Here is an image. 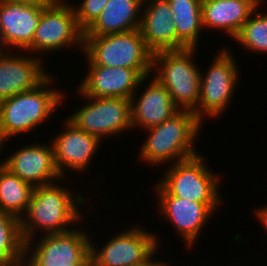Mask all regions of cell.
Segmentation results:
<instances>
[{
    "label": "cell",
    "instance_id": "ffe728a7",
    "mask_svg": "<svg viewBox=\"0 0 267 266\" xmlns=\"http://www.w3.org/2000/svg\"><path fill=\"white\" fill-rule=\"evenodd\" d=\"M257 6L251 0H202V25L234 39Z\"/></svg>",
    "mask_w": 267,
    "mask_h": 266
},
{
    "label": "cell",
    "instance_id": "8fae6325",
    "mask_svg": "<svg viewBox=\"0 0 267 266\" xmlns=\"http://www.w3.org/2000/svg\"><path fill=\"white\" fill-rule=\"evenodd\" d=\"M158 238L155 233L134 225L117 235L115 233L101 248L91 239L90 257L94 266L142 265L157 254L160 248Z\"/></svg>",
    "mask_w": 267,
    "mask_h": 266
},
{
    "label": "cell",
    "instance_id": "7a4b0ae2",
    "mask_svg": "<svg viewBox=\"0 0 267 266\" xmlns=\"http://www.w3.org/2000/svg\"><path fill=\"white\" fill-rule=\"evenodd\" d=\"M53 80L51 74L36 88L0 102L1 150L12 137L29 133L48 121L59 109L58 106L66 101L65 93L53 86Z\"/></svg>",
    "mask_w": 267,
    "mask_h": 266
},
{
    "label": "cell",
    "instance_id": "9c48e42d",
    "mask_svg": "<svg viewBox=\"0 0 267 266\" xmlns=\"http://www.w3.org/2000/svg\"><path fill=\"white\" fill-rule=\"evenodd\" d=\"M83 42L84 32L77 24L72 3L59 0L43 7L32 44L25 51L30 54L37 52V56H43L39 53H52L79 46L78 50L83 52Z\"/></svg>",
    "mask_w": 267,
    "mask_h": 266
},
{
    "label": "cell",
    "instance_id": "9a60e30c",
    "mask_svg": "<svg viewBox=\"0 0 267 266\" xmlns=\"http://www.w3.org/2000/svg\"><path fill=\"white\" fill-rule=\"evenodd\" d=\"M49 143L34 142L20 147L0 162L34 187L58 182L63 178L55 165L53 144Z\"/></svg>",
    "mask_w": 267,
    "mask_h": 266
},
{
    "label": "cell",
    "instance_id": "3957f363",
    "mask_svg": "<svg viewBox=\"0 0 267 266\" xmlns=\"http://www.w3.org/2000/svg\"><path fill=\"white\" fill-rule=\"evenodd\" d=\"M202 124L193 111L179 110L161 124L146 129L148 136L139 148V158L153 167L200 154L194 143Z\"/></svg>",
    "mask_w": 267,
    "mask_h": 266
},
{
    "label": "cell",
    "instance_id": "277c9868",
    "mask_svg": "<svg viewBox=\"0 0 267 266\" xmlns=\"http://www.w3.org/2000/svg\"><path fill=\"white\" fill-rule=\"evenodd\" d=\"M197 52V48H185L152 56V77L168 90L179 110H197L201 80V70L194 60Z\"/></svg>",
    "mask_w": 267,
    "mask_h": 266
},
{
    "label": "cell",
    "instance_id": "2e32d148",
    "mask_svg": "<svg viewBox=\"0 0 267 266\" xmlns=\"http://www.w3.org/2000/svg\"><path fill=\"white\" fill-rule=\"evenodd\" d=\"M17 51L19 53L12 55L9 52L0 58V102L36 88L50 74L43 68L42 57H36L35 54L34 57L28 56L26 51H22L23 54Z\"/></svg>",
    "mask_w": 267,
    "mask_h": 266
},
{
    "label": "cell",
    "instance_id": "44dd1931",
    "mask_svg": "<svg viewBox=\"0 0 267 266\" xmlns=\"http://www.w3.org/2000/svg\"><path fill=\"white\" fill-rule=\"evenodd\" d=\"M144 0H109L84 36L123 33L140 27Z\"/></svg>",
    "mask_w": 267,
    "mask_h": 266
},
{
    "label": "cell",
    "instance_id": "30bf717a",
    "mask_svg": "<svg viewBox=\"0 0 267 266\" xmlns=\"http://www.w3.org/2000/svg\"><path fill=\"white\" fill-rule=\"evenodd\" d=\"M81 97L86 104L83 103V106L67 118L84 132L102 141L106 137L108 139V136L116 137L133 129L130 100L118 97Z\"/></svg>",
    "mask_w": 267,
    "mask_h": 266
},
{
    "label": "cell",
    "instance_id": "e575fe53",
    "mask_svg": "<svg viewBox=\"0 0 267 266\" xmlns=\"http://www.w3.org/2000/svg\"><path fill=\"white\" fill-rule=\"evenodd\" d=\"M14 266H28L26 261H22V262H19V263H16Z\"/></svg>",
    "mask_w": 267,
    "mask_h": 266
},
{
    "label": "cell",
    "instance_id": "484cf974",
    "mask_svg": "<svg viewBox=\"0 0 267 266\" xmlns=\"http://www.w3.org/2000/svg\"><path fill=\"white\" fill-rule=\"evenodd\" d=\"M109 0H83L75 5L76 21L79 28L85 32L99 17Z\"/></svg>",
    "mask_w": 267,
    "mask_h": 266
},
{
    "label": "cell",
    "instance_id": "1f68e13d",
    "mask_svg": "<svg viewBox=\"0 0 267 266\" xmlns=\"http://www.w3.org/2000/svg\"><path fill=\"white\" fill-rule=\"evenodd\" d=\"M24 260H9L0 258V266H14L16 263L22 262Z\"/></svg>",
    "mask_w": 267,
    "mask_h": 266
},
{
    "label": "cell",
    "instance_id": "e0dca14e",
    "mask_svg": "<svg viewBox=\"0 0 267 266\" xmlns=\"http://www.w3.org/2000/svg\"><path fill=\"white\" fill-rule=\"evenodd\" d=\"M172 15L168 0H144L139 31L153 54L177 50V33Z\"/></svg>",
    "mask_w": 267,
    "mask_h": 266
},
{
    "label": "cell",
    "instance_id": "d6a6232c",
    "mask_svg": "<svg viewBox=\"0 0 267 266\" xmlns=\"http://www.w3.org/2000/svg\"><path fill=\"white\" fill-rule=\"evenodd\" d=\"M257 7L263 5L264 0H251Z\"/></svg>",
    "mask_w": 267,
    "mask_h": 266
},
{
    "label": "cell",
    "instance_id": "5b68a950",
    "mask_svg": "<svg viewBox=\"0 0 267 266\" xmlns=\"http://www.w3.org/2000/svg\"><path fill=\"white\" fill-rule=\"evenodd\" d=\"M83 55L94 65L135 69L143 78L151 75L153 53L139 29L101 36H84Z\"/></svg>",
    "mask_w": 267,
    "mask_h": 266
},
{
    "label": "cell",
    "instance_id": "4dcf8cb0",
    "mask_svg": "<svg viewBox=\"0 0 267 266\" xmlns=\"http://www.w3.org/2000/svg\"><path fill=\"white\" fill-rule=\"evenodd\" d=\"M154 257V258H153ZM153 257H151L147 262H145L142 265H137V266H171L169 263L163 262L161 261H157V259L155 260V254L153 255ZM154 259V260H153Z\"/></svg>",
    "mask_w": 267,
    "mask_h": 266
},
{
    "label": "cell",
    "instance_id": "5bb4252c",
    "mask_svg": "<svg viewBox=\"0 0 267 266\" xmlns=\"http://www.w3.org/2000/svg\"><path fill=\"white\" fill-rule=\"evenodd\" d=\"M64 129L51 139L54 149L55 165L65 179L66 170L76 171L81 174L86 172L91 164L92 158L96 155L102 141L92 134L84 132L65 119Z\"/></svg>",
    "mask_w": 267,
    "mask_h": 266
},
{
    "label": "cell",
    "instance_id": "4316f807",
    "mask_svg": "<svg viewBox=\"0 0 267 266\" xmlns=\"http://www.w3.org/2000/svg\"><path fill=\"white\" fill-rule=\"evenodd\" d=\"M173 13L177 15L184 14H202V0H168Z\"/></svg>",
    "mask_w": 267,
    "mask_h": 266
},
{
    "label": "cell",
    "instance_id": "7c38bea8",
    "mask_svg": "<svg viewBox=\"0 0 267 266\" xmlns=\"http://www.w3.org/2000/svg\"><path fill=\"white\" fill-rule=\"evenodd\" d=\"M158 200V211L171 224L178 236L183 239L188 249L197 243L205 224L217 211L220 205H205L204 203L182 199L168 194L158 183L153 187ZM185 241V242H184Z\"/></svg>",
    "mask_w": 267,
    "mask_h": 266
},
{
    "label": "cell",
    "instance_id": "f1b7e54d",
    "mask_svg": "<svg viewBox=\"0 0 267 266\" xmlns=\"http://www.w3.org/2000/svg\"><path fill=\"white\" fill-rule=\"evenodd\" d=\"M10 2L38 5V6H49L57 3L59 0H7Z\"/></svg>",
    "mask_w": 267,
    "mask_h": 266
},
{
    "label": "cell",
    "instance_id": "ba28073f",
    "mask_svg": "<svg viewBox=\"0 0 267 266\" xmlns=\"http://www.w3.org/2000/svg\"><path fill=\"white\" fill-rule=\"evenodd\" d=\"M39 236L38 242L34 239L25 242L28 266H82L90 258L91 235L79 227Z\"/></svg>",
    "mask_w": 267,
    "mask_h": 266
},
{
    "label": "cell",
    "instance_id": "ac0fdd59",
    "mask_svg": "<svg viewBox=\"0 0 267 266\" xmlns=\"http://www.w3.org/2000/svg\"><path fill=\"white\" fill-rule=\"evenodd\" d=\"M43 7L0 0V28L9 48L25 51L32 44Z\"/></svg>",
    "mask_w": 267,
    "mask_h": 266
},
{
    "label": "cell",
    "instance_id": "cb8c5ba5",
    "mask_svg": "<svg viewBox=\"0 0 267 266\" xmlns=\"http://www.w3.org/2000/svg\"><path fill=\"white\" fill-rule=\"evenodd\" d=\"M259 9L257 7L252 12L233 40L239 42L243 49L267 53V13L262 14Z\"/></svg>",
    "mask_w": 267,
    "mask_h": 266
},
{
    "label": "cell",
    "instance_id": "6da1fadb",
    "mask_svg": "<svg viewBox=\"0 0 267 266\" xmlns=\"http://www.w3.org/2000/svg\"><path fill=\"white\" fill-rule=\"evenodd\" d=\"M72 192L68 186H60L57 181L34 187L28 208L20 218L25 242L37 239L35 236L39 231L43 232L41 235L65 233L74 229V224L82 222L84 215L80 208L85 204V199L86 204L88 200L83 193L75 195Z\"/></svg>",
    "mask_w": 267,
    "mask_h": 266
},
{
    "label": "cell",
    "instance_id": "4fadbf2b",
    "mask_svg": "<svg viewBox=\"0 0 267 266\" xmlns=\"http://www.w3.org/2000/svg\"><path fill=\"white\" fill-rule=\"evenodd\" d=\"M88 74L77 86L79 96L118 97L130 100L150 76L142 77L135 69L94 65L88 58Z\"/></svg>",
    "mask_w": 267,
    "mask_h": 266
},
{
    "label": "cell",
    "instance_id": "603a6c76",
    "mask_svg": "<svg viewBox=\"0 0 267 266\" xmlns=\"http://www.w3.org/2000/svg\"><path fill=\"white\" fill-rule=\"evenodd\" d=\"M0 258L25 260V241L20 219L0 210Z\"/></svg>",
    "mask_w": 267,
    "mask_h": 266
},
{
    "label": "cell",
    "instance_id": "52a82bcc",
    "mask_svg": "<svg viewBox=\"0 0 267 266\" xmlns=\"http://www.w3.org/2000/svg\"><path fill=\"white\" fill-rule=\"evenodd\" d=\"M220 49L216 57H213L208 72L204 74L201 71L200 96L194 112L201 122H205L206 118L219 117L226 111L232 104V96L240 79L239 66L233 53L226 47Z\"/></svg>",
    "mask_w": 267,
    "mask_h": 266
},
{
    "label": "cell",
    "instance_id": "7402d4cb",
    "mask_svg": "<svg viewBox=\"0 0 267 266\" xmlns=\"http://www.w3.org/2000/svg\"><path fill=\"white\" fill-rule=\"evenodd\" d=\"M34 186L13 174L0 162V210L19 219L25 214Z\"/></svg>",
    "mask_w": 267,
    "mask_h": 266
},
{
    "label": "cell",
    "instance_id": "d6986e66",
    "mask_svg": "<svg viewBox=\"0 0 267 266\" xmlns=\"http://www.w3.org/2000/svg\"><path fill=\"white\" fill-rule=\"evenodd\" d=\"M151 80L140 97L135 92L130 99L133 129L138 127L142 130L152 128L179 111L168 90L154 77Z\"/></svg>",
    "mask_w": 267,
    "mask_h": 266
},
{
    "label": "cell",
    "instance_id": "836d02e7",
    "mask_svg": "<svg viewBox=\"0 0 267 266\" xmlns=\"http://www.w3.org/2000/svg\"><path fill=\"white\" fill-rule=\"evenodd\" d=\"M82 266H94L91 257Z\"/></svg>",
    "mask_w": 267,
    "mask_h": 266
},
{
    "label": "cell",
    "instance_id": "8992f818",
    "mask_svg": "<svg viewBox=\"0 0 267 266\" xmlns=\"http://www.w3.org/2000/svg\"><path fill=\"white\" fill-rule=\"evenodd\" d=\"M201 154L170 164L157 183L172 196L205 205H220V178ZM207 165V166H206Z\"/></svg>",
    "mask_w": 267,
    "mask_h": 266
},
{
    "label": "cell",
    "instance_id": "83f0119b",
    "mask_svg": "<svg viewBox=\"0 0 267 266\" xmlns=\"http://www.w3.org/2000/svg\"><path fill=\"white\" fill-rule=\"evenodd\" d=\"M254 214L259 220V223H261V226L267 231V204L264 207L255 208Z\"/></svg>",
    "mask_w": 267,
    "mask_h": 266
},
{
    "label": "cell",
    "instance_id": "f546056e",
    "mask_svg": "<svg viewBox=\"0 0 267 266\" xmlns=\"http://www.w3.org/2000/svg\"><path fill=\"white\" fill-rule=\"evenodd\" d=\"M8 47H9V45L7 44V42L4 38V34L0 28V58H2L4 55H6L12 51L11 48H8Z\"/></svg>",
    "mask_w": 267,
    "mask_h": 266
},
{
    "label": "cell",
    "instance_id": "d590c367",
    "mask_svg": "<svg viewBox=\"0 0 267 266\" xmlns=\"http://www.w3.org/2000/svg\"><path fill=\"white\" fill-rule=\"evenodd\" d=\"M1 152H3V151H1V144H0V156L2 155ZM0 161H1V160H0Z\"/></svg>",
    "mask_w": 267,
    "mask_h": 266
},
{
    "label": "cell",
    "instance_id": "d4e9b609",
    "mask_svg": "<svg viewBox=\"0 0 267 266\" xmlns=\"http://www.w3.org/2000/svg\"><path fill=\"white\" fill-rule=\"evenodd\" d=\"M177 33V50L198 48L199 38L203 29L202 14L177 15L173 13Z\"/></svg>",
    "mask_w": 267,
    "mask_h": 266
}]
</instances>
